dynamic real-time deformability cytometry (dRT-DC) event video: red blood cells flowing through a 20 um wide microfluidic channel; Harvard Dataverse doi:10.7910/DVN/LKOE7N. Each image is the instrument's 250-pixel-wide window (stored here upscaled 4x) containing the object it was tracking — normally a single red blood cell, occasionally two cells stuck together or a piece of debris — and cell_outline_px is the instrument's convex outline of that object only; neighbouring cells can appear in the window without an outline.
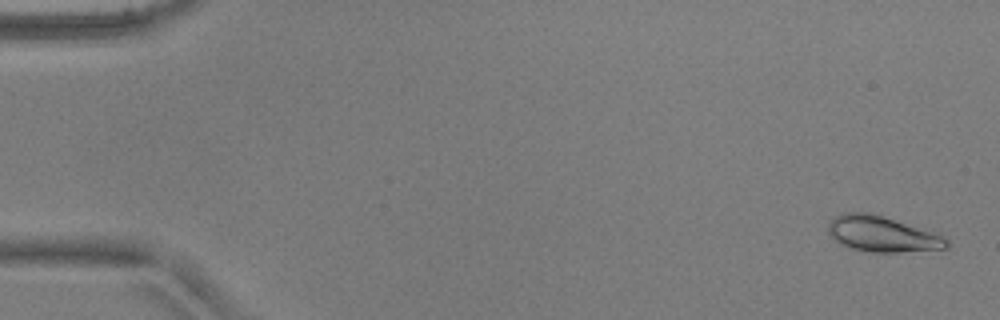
{"species": "common noctule bat (a hibernating species)", "species_latin": "Nyctalus noctula", "temperature_condition": "warm", "stored_images_in_passage": 52, "camera_frame_rate_fps": 3000, "um_per_image_px": 0.085, "animal": {"sex": "male", "body_mass_g": 17.9, "forearm_length_mm": 54.2}, "frame": {"image": 1, "passage_image": 2, "time_ms": 0.333, "image_size_px": [1000, 320], "cell_outline_px": [[948, 248], [900, 252], [872, 252], [848, 248], [840, 244], [828, 232], [828, 224], [836, 216], [844, 212], [864, 212], [880, 216], [940, 236], [948, 240]], "centroid_in_image_um": [74.89, 19.92], "position_along_channel_um": 10.1, "area_um2": 23.7}}
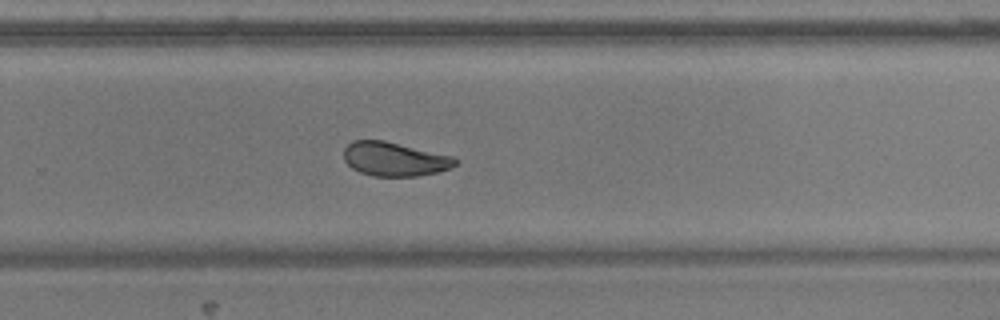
{"frame": {"image": 2, "passage_image": 35, "time_ms": 11.333, "image_size_px": [1000, 320], "cell_outline_px": [[460, 160], [452, 168], [436, 172], [416, 176], [372, 176], [360, 172], [352, 168], [344, 160], [344, 148], [352, 140], [384, 140], [452, 156]], "centroid_in_image_um": [33.53, 13.52], "position_along_channel_um": 296.3, "area_um2": 22.08}}
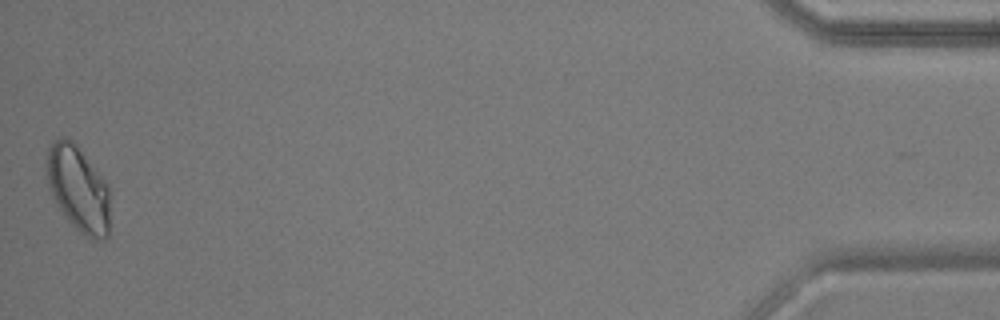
{"frame": {"image": 3, "passage_image": 52, "time_ms": 17.0, "image_size_px": [1000, 320], "cell_outline_px": [[108, 236], [104, 240], [92, 240], [80, 232], [64, 216], [52, 196], [48, 188], [48, 144], [64, 136], [68, 136], [76, 144], [108, 184]], "centroid_in_image_um": [6.65, 16.05], "position_along_channel_um": 428.6, "area_um2": 31.33}, "authors_computed_cell_mechanics": {"area_um2": 23.1489, "velocity_mm_per_s": 3.8751, "shape_relaxation_time_tau1_ms": 3.8715, "shape_relaxation_time_tau2_ms": 1.5815, "deformation_change_tau1": 0.1367, "deformation_change_tau2": 0.043}}